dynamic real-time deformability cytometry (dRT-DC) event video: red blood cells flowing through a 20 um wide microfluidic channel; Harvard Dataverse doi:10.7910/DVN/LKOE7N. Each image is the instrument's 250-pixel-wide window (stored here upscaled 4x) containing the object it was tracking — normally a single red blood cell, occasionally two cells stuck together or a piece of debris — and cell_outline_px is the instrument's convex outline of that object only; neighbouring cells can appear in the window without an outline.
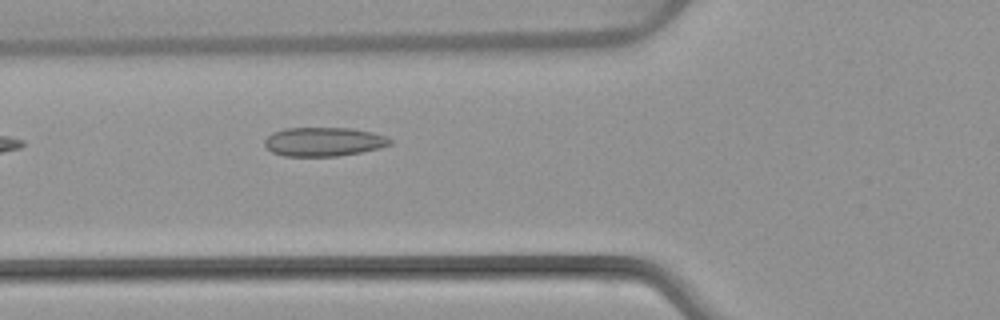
{"species": "common noctule bat (a hibernating species)", "species_latin": "Nyctalus noctula", "temperature_condition": "warm", "stored_images_in_passage": 3, "camera_frame_rate_fps": 3000, "um_per_image_px": 0.085, "animal": {"sex": "female", "body_mass_g": 22.7, "forearm_length_mm": 54.2}, "frame": {"image": 1, "passage_image": 3, "time_ms": 2.333, "image_size_px": [1000, 320], "cell_outline_px": [[392, 144], [380, 148], [360, 152], [336, 156], [284, 156], [272, 152], [264, 148], [264, 140], [272, 132], [284, 128], [352, 128], [372, 132], [384, 136], [392, 140]], "centroid_in_image_um": [27.48, 12.04], "position_along_channel_um": 98.3, "area_um2": 21.27}}